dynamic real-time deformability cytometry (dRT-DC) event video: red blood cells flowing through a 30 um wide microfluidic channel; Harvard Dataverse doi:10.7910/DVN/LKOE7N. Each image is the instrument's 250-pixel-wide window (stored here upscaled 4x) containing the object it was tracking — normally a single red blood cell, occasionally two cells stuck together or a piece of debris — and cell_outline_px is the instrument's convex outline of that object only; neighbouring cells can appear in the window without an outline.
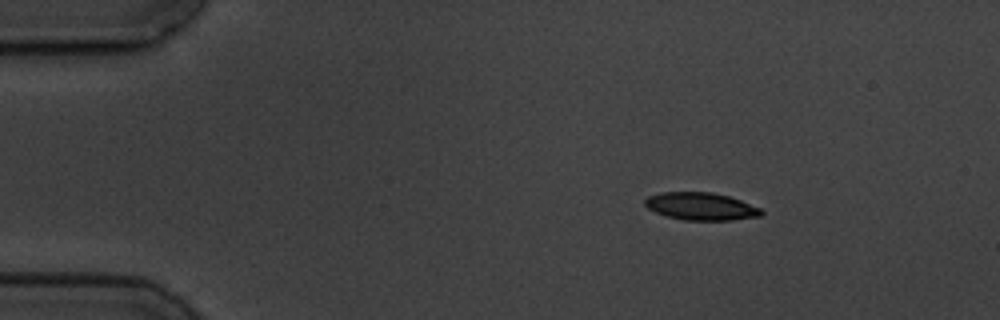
{"species": "common noctule bat (a hibernating species)", "species_latin": "Nyctalus noctula", "temperature_condition": "cold", "stored_images_in_passage": 4, "camera_frame_rate_fps": 3000, "um_per_image_px": 0.085, "animal": {"sex": "male", "body_mass_g": 19.5, "forearm_length_mm": 54.6}, "frame": {"image": 1, "passage_image": 2, "time_ms": 1.0, "image_size_px": [1000, 320], "cell_outline_px": [[764, 212], [760, 216], [732, 220], [684, 220], [668, 216], [656, 212], [648, 208], [644, 204], [644, 200], [648, 196], [660, 192], [712, 192], [728, 196], [740, 200], [760, 208]], "centroid_in_image_um": [59.57, 17.53], "position_along_channel_um": 25.4, "area_um2": 18.61}}
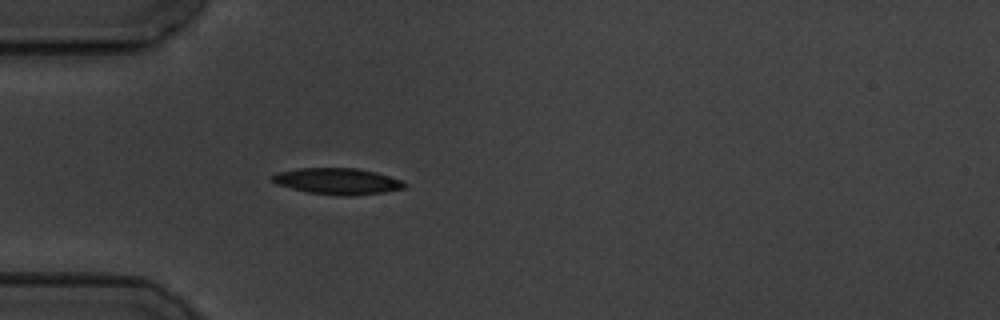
{"frame": {"image": 2, "passage_image": 4, "time_ms": 3.667, "image_size_px": [1000, 320], "cell_outline_px": [[408, 184], [404, 188], [384, 192], [352, 196], [344, 196], [308, 192], [276, 184], [272, 180], [272, 176], [276, 172], [300, 168], [356, 168], [376, 172], [400, 180]], "centroid_in_image_um": [28.69, 15.4], "position_along_channel_um": 56.3, "area_um2": 20.11}}